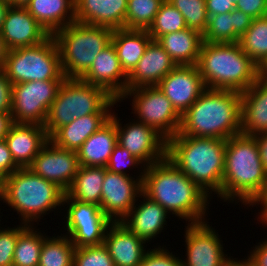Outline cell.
I'll list each match as a JSON object with an SVG mask.
<instances>
[{
	"label": "cell",
	"mask_w": 267,
	"mask_h": 266,
	"mask_svg": "<svg viewBox=\"0 0 267 266\" xmlns=\"http://www.w3.org/2000/svg\"><path fill=\"white\" fill-rule=\"evenodd\" d=\"M142 193L186 224L210 219L212 198L167 158L146 166Z\"/></svg>",
	"instance_id": "cell-1"
},
{
	"label": "cell",
	"mask_w": 267,
	"mask_h": 266,
	"mask_svg": "<svg viewBox=\"0 0 267 266\" xmlns=\"http://www.w3.org/2000/svg\"><path fill=\"white\" fill-rule=\"evenodd\" d=\"M266 185L267 172L255 137L240 133L227 139L222 189L215 197L228 206L239 203L248 209L263 194Z\"/></svg>",
	"instance_id": "cell-2"
},
{
	"label": "cell",
	"mask_w": 267,
	"mask_h": 266,
	"mask_svg": "<svg viewBox=\"0 0 267 266\" xmlns=\"http://www.w3.org/2000/svg\"><path fill=\"white\" fill-rule=\"evenodd\" d=\"M225 149L226 140L177 133L167 140L166 158L215 198L222 189Z\"/></svg>",
	"instance_id": "cell-3"
},
{
	"label": "cell",
	"mask_w": 267,
	"mask_h": 266,
	"mask_svg": "<svg viewBox=\"0 0 267 266\" xmlns=\"http://www.w3.org/2000/svg\"><path fill=\"white\" fill-rule=\"evenodd\" d=\"M179 133L227 140L241 133V92L206 89L181 116Z\"/></svg>",
	"instance_id": "cell-4"
},
{
	"label": "cell",
	"mask_w": 267,
	"mask_h": 266,
	"mask_svg": "<svg viewBox=\"0 0 267 266\" xmlns=\"http://www.w3.org/2000/svg\"><path fill=\"white\" fill-rule=\"evenodd\" d=\"M65 191L54 182L33 173L28 167L19 168L5 177L2 203L16 212L19 223L30 226L45 220L43 217L59 209L62 215ZM58 207V208H57ZM37 222V223H35Z\"/></svg>",
	"instance_id": "cell-5"
},
{
	"label": "cell",
	"mask_w": 267,
	"mask_h": 266,
	"mask_svg": "<svg viewBox=\"0 0 267 266\" xmlns=\"http://www.w3.org/2000/svg\"><path fill=\"white\" fill-rule=\"evenodd\" d=\"M196 66L208 89L243 92L259 78V67L238 42H203Z\"/></svg>",
	"instance_id": "cell-6"
},
{
	"label": "cell",
	"mask_w": 267,
	"mask_h": 266,
	"mask_svg": "<svg viewBox=\"0 0 267 266\" xmlns=\"http://www.w3.org/2000/svg\"><path fill=\"white\" fill-rule=\"evenodd\" d=\"M118 105V100L105 89L80 78H65L51 104L44 128L50 138L75 118L88 114H112V109Z\"/></svg>",
	"instance_id": "cell-7"
},
{
	"label": "cell",
	"mask_w": 267,
	"mask_h": 266,
	"mask_svg": "<svg viewBox=\"0 0 267 266\" xmlns=\"http://www.w3.org/2000/svg\"><path fill=\"white\" fill-rule=\"evenodd\" d=\"M113 30L103 26L73 22L55 32L54 37L65 78H81L97 54L110 43Z\"/></svg>",
	"instance_id": "cell-8"
},
{
	"label": "cell",
	"mask_w": 267,
	"mask_h": 266,
	"mask_svg": "<svg viewBox=\"0 0 267 266\" xmlns=\"http://www.w3.org/2000/svg\"><path fill=\"white\" fill-rule=\"evenodd\" d=\"M3 72L13 85L65 80L59 49L52 35L40 44L7 51Z\"/></svg>",
	"instance_id": "cell-9"
},
{
	"label": "cell",
	"mask_w": 267,
	"mask_h": 266,
	"mask_svg": "<svg viewBox=\"0 0 267 266\" xmlns=\"http://www.w3.org/2000/svg\"><path fill=\"white\" fill-rule=\"evenodd\" d=\"M131 98V99H130ZM130 100L135 120L155 129L166 140L179 133L181 116L158 86L126 90L118 103Z\"/></svg>",
	"instance_id": "cell-10"
},
{
	"label": "cell",
	"mask_w": 267,
	"mask_h": 266,
	"mask_svg": "<svg viewBox=\"0 0 267 266\" xmlns=\"http://www.w3.org/2000/svg\"><path fill=\"white\" fill-rule=\"evenodd\" d=\"M62 210L64 221L59 225H64L63 234L70 238L76 248L104 244L106 231L112 221L99 206L64 198Z\"/></svg>",
	"instance_id": "cell-11"
},
{
	"label": "cell",
	"mask_w": 267,
	"mask_h": 266,
	"mask_svg": "<svg viewBox=\"0 0 267 266\" xmlns=\"http://www.w3.org/2000/svg\"><path fill=\"white\" fill-rule=\"evenodd\" d=\"M63 81L44 80L14 84L11 107L13 123L44 126Z\"/></svg>",
	"instance_id": "cell-12"
},
{
	"label": "cell",
	"mask_w": 267,
	"mask_h": 266,
	"mask_svg": "<svg viewBox=\"0 0 267 266\" xmlns=\"http://www.w3.org/2000/svg\"><path fill=\"white\" fill-rule=\"evenodd\" d=\"M212 225L209 220L185 224L182 242L186 251L184 255L180 254L182 266H226L232 258L229 252L226 253L222 235Z\"/></svg>",
	"instance_id": "cell-13"
},
{
	"label": "cell",
	"mask_w": 267,
	"mask_h": 266,
	"mask_svg": "<svg viewBox=\"0 0 267 266\" xmlns=\"http://www.w3.org/2000/svg\"><path fill=\"white\" fill-rule=\"evenodd\" d=\"M115 111L113 109L111 119L116 124L117 142L121 147L127 149L146 166L166 158L167 140L162 135L133 118L123 124L124 121L120 119V116L118 117Z\"/></svg>",
	"instance_id": "cell-14"
},
{
	"label": "cell",
	"mask_w": 267,
	"mask_h": 266,
	"mask_svg": "<svg viewBox=\"0 0 267 266\" xmlns=\"http://www.w3.org/2000/svg\"><path fill=\"white\" fill-rule=\"evenodd\" d=\"M141 193L140 177L112 173L105 168L100 208L112 222H121Z\"/></svg>",
	"instance_id": "cell-15"
},
{
	"label": "cell",
	"mask_w": 267,
	"mask_h": 266,
	"mask_svg": "<svg viewBox=\"0 0 267 266\" xmlns=\"http://www.w3.org/2000/svg\"><path fill=\"white\" fill-rule=\"evenodd\" d=\"M28 168L66 192L72 185L80 164L77 152L59 148L49 140Z\"/></svg>",
	"instance_id": "cell-16"
},
{
	"label": "cell",
	"mask_w": 267,
	"mask_h": 266,
	"mask_svg": "<svg viewBox=\"0 0 267 266\" xmlns=\"http://www.w3.org/2000/svg\"><path fill=\"white\" fill-rule=\"evenodd\" d=\"M157 86L180 116L207 89L196 65L176 66Z\"/></svg>",
	"instance_id": "cell-17"
},
{
	"label": "cell",
	"mask_w": 267,
	"mask_h": 266,
	"mask_svg": "<svg viewBox=\"0 0 267 266\" xmlns=\"http://www.w3.org/2000/svg\"><path fill=\"white\" fill-rule=\"evenodd\" d=\"M0 34L7 51L40 44L51 36L21 6H9Z\"/></svg>",
	"instance_id": "cell-18"
},
{
	"label": "cell",
	"mask_w": 267,
	"mask_h": 266,
	"mask_svg": "<svg viewBox=\"0 0 267 266\" xmlns=\"http://www.w3.org/2000/svg\"><path fill=\"white\" fill-rule=\"evenodd\" d=\"M169 218L172 217L160 204L141 193L121 223L151 246L160 237L159 234L164 233V229L167 230Z\"/></svg>",
	"instance_id": "cell-19"
},
{
	"label": "cell",
	"mask_w": 267,
	"mask_h": 266,
	"mask_svg": "<svg viewBox=\"0 0 267 266\" xmlns=\"http://www.w3.org/2000/svg\"><path fill=\"white\" fill-rule=\"evenodd\" d=\"M80 79L120 99L127 90V75L121 68L112 42L97 54L89 70Z\"/></svg>",
	"instance_id": "cell-20"
},
{
	"label": "cell",
	"mask_w": 267,
	"mask_h": 266,
	"mask_svg": "<svg viewBox=\"0 0 267 266\" xmlns=\"http://www.w3.org/2000/svg\"><path fill=\"white\" fill-rule=\"evenodd\" d=\"M170 55L156 40H151L137 63L127 76V90L145 86H157L176 67Z\"/></svg>",
	"instance_id": "cell-21"
},
{
	"label": "cell",
	"mask_w": 267,
	"mask_h": 266,
	"mask_svg": "<svg viewBox=\"0 0 267 266\" xmlns=\"http://www.w3.org/2000/svg\"><path fill=\"white\" fill-rule=\"evenodd\" d=\"M104 245L115 266H139L149 251V244L121 222L110 224L105 234Z\"/></svg>",
	"instance_id": "cell-22"
},
{
	"label": "cell",
	"mask_w": 267,
	"mask_h": 266,
	"mask_svg": "<svg viewBox=\"0 0 267 266\" xmlns=\"http://www.w3.org/2000/svg\"><path fill=\"white\" fill-rule=\"evenodd\" d=\"M4 140L15 163L26 168L50 139L44 126L13 123Z\"/></svg>",
	"instance_id": "cell-23"
},
{
	"label": "cell",
	"mask_w": 267,
	"mask_h": 266,
	"mask_svg": "<svg viewBox=\"0 0 267 266\" xmlns=\"http://www.w3.org/2000/svg\"><path fill=\"white\" fill-rule=\"evenodd\" d=\"M128 0H75L76 21L110 28H125Z\"/></svg>",
	"instance_id": "cell-24"
},
{
	"label": "cell",
	"mask_w": 267,
	"mask_h": 266,
	"mask_svg": "<svg viewBox=\"0 0 267 266\" xmlns=\"http://www.w3.org/2000/svg\"><path fill=\"white\" fill-rule=\"evenodd\" d=\"M267 132V81L257 79L241 92V133L254 136Z\"/></svg>",
	"instance_id": "cell-25"
},
{
	"label": "cell",
	"mask_w": 267,
	"mask_h": 266,
	"mask_svg": "<svg viewBox=\"0 0 267 266\" xmlns=\"http://www.w3.org/2000/svg\"><path fill=\"white\" fill-rule=\"evenodd\" d=\"M24 7L50 35L76 21L75 0H30Z\"/></svg>",
	"instance_id": "cell-26"
},
{
	"label": "cell",
	"mask_w": 267,
	"mask_h": 266,
	"mask_svg": "<svg viewBox=\"0 0 267 266\" xmlns=\"http://www.w3.org/2000/svg\"><path fill=\"white\" fill-rule=\"evenodd\" d=\"M112 114H88L75 118L71 123L60 127L49 139L59 148L77 152L82 144L103 127Z\"/></svg>",
	"instance_id": "cell-27"
},
{
	"label": "cell",
	"mask_w": 267,
	"mask_h": 266,
	"mask_svg": "<svg viewBox=\"0 0 267 266\" xmlns=\"http://www.w3.org/2000/svg\"><path fill=\"white\" fill-rule=\"evenodd\" d=\"M117 142L115 122L110 119L94 132L77 151L80 166L106 168Z\"/></svg>",
	"instance_id": "cell-28"
},
{
	"label": "cell",
	"mask_w": 267,
	"mask_h": 266,
	"mask_svg": "<svg viewBox=\"0 0 267 266\" xmlns=\"http://www.w3.org/2000/svg\"><path fill=\"white\" fill-rule=\"evenodd\" d=\"M156 41L177 66L196 65L203 44V35L194 29L185 28L160 36Z\"/></svg>",
	"instance_id": "cell-29"
},
{
	"label": "cell",
	"mask_w": 267,
	"mask_h": 266,
	"mask_svg": "<svg viewBox=\"0 0 267 266\" xmlns=\"http://www.w3.org/2000/svg\"><path fill=\"white\" fill-rule=\"evenodd\" d=\"M151 40L147 30L125 28L113 30L111 42L121 68L127 76L136 67Z\"/></svg>",
	"instance_id": "cell-30"
},
{
	"label": "cell",
	"mask_w": 267,
	"mask_h": 266,
	"mask_svg": "<svg viewBox=\"0 0 267 266\" xmlns=\"http://www.w3.org/2000/svg\"><path fill=\"white\" fill-rule=\"evenodd\" d=\"M104 176V167L80 166L64 198H73L100 207Z\"/></svg>",
	"instance_id": "cell-31"
},
{
	"label": "cell",
	"mask_w": 267,
	"mask_h": 266,
	"mask_svg": "<svg viewBox=\"0 0 267 266\" xmlns=\"http://www.w3.org/2000/svg\"><path fill=\"white\" fill-rule=\"evenodd\" d=\"M28 225L19 235L13 254V266H38L40 251L48 232ZM43 232V233H42Z\"/></svg>",
	"instance_id": "cell-32"
},
{
	"label": "cell",
	"mask_w": 267,
	"mask_h": 266,
	"mask_svg": "<svg viewBox=\"0 0 267 266\" xmlns=\"http://www.w3.org/2000/svg\"><path fill=\"white\" fill-rule=\"evenodd\" d=\"M53 234L44 239L38 266H73L76 247L68 236Z\"/></svg>",
	"instance_id": "cell-33"
},
{
	"label": "cell",
	"mask_w": 267,
	"mask_h": 266,
	"mask_svg": "<svg viewBox=\"0 0 267 266\" xmlns=\"http://www.w3.org/2000/svg\"><path fill=\"white\" fill-rule=\"evenodd\" d=\"M238 43L242 51L259 67L267 59V16L253 19Z\"/></svg>",
	"instance_id": "cell-34"
},
{
	"label": "cell",
	"mask_w": 267,
	"mask_h": 266,
	"mask_svg": "<svg viewBox=\"0 0 267 266\" xmlns=\"http://www.w3.org/2000/svg\"><path fill=\"white\" fill-rule=\"evenodd\" d=\"M185 28L187 25L183 15L169 1L164 0L147 32L152 40H157L160 36Z\"/></svg>",
	"instance_id": "cell-35"
},
{
	"label": "cell",
	"mask_w": 267,
	"mask_h": 266,
	"mask_svg": "<svg viewBox=\"0 0 267 266\" xmlns=\"http://www.w3.org/2000/svg\"><path fill=\"white\" fill-rule=\"evenodd\" d=\"M164 0H128L125 29L147 30Z\"/></svg>",
	"instance_id": "cell-36"
},
{
	"label": "cell",
	"mask_w": 267,
	"mask_h": 266,
	"mask_svg": "<svg viewBox=\"0 0 267 266\" xmlns=\"http://www.w3.org/2000/svg\"><path fill=\"white\" fill-rule=\"evenodd\" d=\"M183 15L187 28L194 29L202 35L208 25L206 0H167Z\"/></svg>",
	"instance_id": "cell-37"
},
{
	"label": "cell",
	"mask_w": 267,
	"mask_h": 266,
	"mask_svg": "<svg viewBox=\"0 0 267 266\" xmlns=\"http://www.w3.org/2000/svg\"><path fill=\"white\" fill-rule=\"evenodd\" d=\"M203 42L234 43V17L232 11L209 16Z\"/></svg>",
	"instance_id": "cell-38"
},
{
	"label": "cell",
	"mask_w": 267,
	"mask_h": 266,
	"mask_svg": "<svg viewBox=\"0 0 267 266\" xmlns=\"http://www.w3.org/2000/svg\"><path fill=\"white\" fill-rule=\"evenodd\" d=\"M106 169L112 173H118V174H123V175H128V176L132 175V177H140L143 180L146 165L136 156L132 155L127 149L117 144L114 147V150L112 151V154L110 156V160L106 166ZM131 169L134 172L137 170L138 171L135 172L133 175L132 173L130 174L129 172V171H132Z\"/></svg>",
	"instance_id": "cell-39"
},
{
	"label": "cell",
	"mask_w": 267,
	"mask_h": 266,
	"mask_svg": "<svg viewBox=\"0 0 267 266\" xmlns=\"http://www.w3.org/2000/svg\"><path fill=\"white\" fill-rule=\"evenodd\" d=\"M73 266H115L104 244L76 248Z\"/></svg>",
	"instance_id": "cell-40"
},
{
	"label": "cell",
	"mask_w": 267,
	"mask_h": 266,
	"mask_svg": "<svg viewBox=\"0 0 267 266\" xmlns=\"http://www.w3.org/2000/svg\"><path fill=\"white\" fill-rule=\"evenodd\" d=\"M27 226L23 223H19L17 226L14 225V227L2 226L0 229V266H13V254L18 235Z\"/></svg>",
	"instance_id": "cell-41"
},
{
	"label": "cell",
	"mask_w": 267,
	"mask_h": 266,
	"mask_svg": "<svg viewBox=\"0 0 267 266\" xmlns=\"http://www.w3.org/2000/svg\"><path fill=\"white\" fill-rule=\"evenodd\" d=\"M158 244L157 242L149 248L139 266H182L181 257L177 253L170 252L164 244L162 247Z\"/></svg>",
	"instance_id": "cell-42"
},
{
	"label": "cell",
	"mask_w": 267,
	"mask_h": 266,
	"mask_svg": "<svg viewBox=\"0 0 267 266\" xmlns=\"http://www.w3.org/2000/svg\"><path fill=\"white\" fill-rule=\"evenodd\" d=\"M236 9L243 11L251 18L267 16V0H239Z\"/></svg>",
	"instance_id": "cell-43"
},
{
	"label": "cell",
	"mask_w": 267,
	"mask_h": 266,
	"mask_svg": "<svg viewBox=\"0 0 267 266\" xmlns=\"http://www.w3.org/2000/svg\"><path fill=\"white\" fill-rule=\"evenodd\" d=\"M13 84L6 74L0 72V113H11Z\"/></svg>",
	"instance_id": "cell-44"
},
{
	"label": "cell",
	"mask_w": 267,
	"mask_h": 266,
	"mask_svg": "<svg viewBox=\"0 0 267 266\" xmlns=\"http://www.w3.org/2000/svg\"><path fill=\"white\" fill-rule=\"evenodd\" d=\"M20 167L15 163L4 139H0V172L5 176L10 175Z\"/></svg>",
	"instance_id": "cell-45"
},
{
	"label": "cell",
	"mask_w": 267,
	"mask_h": 266,
	"mask_svg": "<svg viewBox=\"0 0 267 266\" xmlns=\"http://www.w3.org/2000/svg\"><path fill=\"white\" fill-rule=\"evenodd\" d=\"M232 17H234V42H239L240 37L250 27L253 18L241 10H232Z\"/></svg>",
	"instance_id": "cell-46"
},
{
	"label": "cell",
	"mask_w": 267,
	"mask_h": 266,
	"mask_svg": "<svg viewBox=\"0 0 267 266\" xmlns=\"http://www.w3.org/2000/svg\"><path fill=\"white\" fill-rule=\"evenodd\" d=\"M257 245L246 254V258L253 266H267V241L261 238Z\"/></svg>",
	"instance_id": "cell-47"
},
{
	"label": "cell",
	"mask_w": 267,
	"mask_h": 266,
	"mask_svg": "<svg viewBox=\"0 0 267 266\" xmlns=\"http://www.w3.org/2000/svg\"><path fill=\"white\" fill-rule=\"evenodd\" d=\"M235 8L231 0H206L208 16L231 12Z\"/></svg>",
	"instance_id": "cell-48"
},
{
	"label": "cell",
	"mask_w": 267,
	"mask_h": 266,
	"mask_svg": "<svg viewBox=\"0 0 267 266\" xmlns=\"http://www.w3.org/2000/svg\"><path fill=\"white\" fill-rule=\"evenodd\" d=\"M258 205H260V206H258ZM255 206H256V208H258V207L260 208V209L258 208V210H257L260 212H258V214H257L256 210H254L255 215H257L256 218H254V221L256 220L258 224L259 223L267 224V185H266V188H265L263 194L254 202V204L251 207L255 208Z\"/></svg>",
	"instance_id": "cell-49"
},
{
	"label": "cell",
	"mask_w": 267,
	"mask_h": 266,
	"mask_svg": "<svg viewBox=\"0 0 267 266\" xmlns=\"http://www.w3.org/2000/svg\"><path fill=\"white\" fill-rule=\"evenodd\" d=\"M254 137L257 141L259 155L263 168L267 172V132L256 134L254 135Z\"/></svg>",
	"instance_id": "cell-50"
},
{
	"label": "cell",
	"mask_w": 267,
	"mask_h": 266,
	"mask_svg": "<svg viewBox=\"0 0 267 266\" xmlns=\"http://www.w3.org/2000/svg\"><path fill=\"white\" fill-rule=\"evenodd\" d=\"M13 124L11 113H0V139H4Z\"/></svg>",
	"instance_id": "cell-51"
},
{
	"label": "cell",
	"mask_w": 267,
	"mask_h": 266,
	"mask_svg": "<svg viewBox=\"0 0 267 266\" xmlns=\"http://www.w3.org/2000/svg\"><path fill=\"white\" fill-rule=\"evenodd\" d=\"M226 266H253L250 262H249V260L246 258V257H244V258H231L228 262H227V264H226Z\"/></svg>",
	"instance_id": "cell-52"
},
{
	"label": "cell",
	"mask_w": 267,
	"mask_h": 266,
	"mask_svg": "<svg viewBox=\"0 0 267 266\" xmlns=\"http://www.w3.org/2000/svg\"><path fill=\"white\" fill-rule=\"evenodd\" d=\"M9 6L10 5L7 3L6 0H0V31L2 29L4 18Z\"/></svg>",
	"instance_id": "cell-53"
},
{
	"label": "cell",
	"mask_w": 267,
	"mask_h": 266,
	"mask_svg": "<svg viewBox=\"0 0 267 266\" xmlns=\"http://www.w3.org/2000/svg\"><path fill=\"white\" fill-rule=\"evenodd\" d=\"M6 53H7V49L3 43L1 34H0V72L3 71L4 69V62L6 59Z\"/></svg>",
	"instance_id": "cell-54"
},
{
	"label": "cell",
	"mask_w": 267,
	"mask_h": 266,
	"mask_svg": "<svg viewBox=\"0 0 267 266\" xmlns=\"http://www.w3.org/2000/svg\"><path fill=\"white\" fill-rule=\"evenodd\" d=\"M259 79L267 81V59L259 66Z\"/></svg>",
	"instance_id": "cell-55"
},
{
	"label": "cell",
	"mask_w": 267,
	"mask_h": 266,
	"mask_svg": "<svg viewBox=\"0 0 267 266\" xmlns=\"http://www.w3.org/2000/svg\"><path fill=\"white\" fill-rule=\"evenodd\" d=\"M10 6L24 7L30 0H6Z\"/></svg>",
	"instance_id": "cell-56"
},
{
	"label": "cell",
	"mask_w": 267,
	"mask_h": 266,
	"mask_svg": "<svg viewBox=\"0 0 267 266\" xmlns=\"http://www.w3.org/2000/svg\"><path fill=\"white\" fill-rule=\"evenodd\" d=\"M5 175L0 172V198L3 195L4 192V186H5Z\"/></svg>",
	"instance_id": "cell-57"
},
{
	"label": "cell",
	"mask_w": 267,
	"mask_h": 266,
	"mask_svg": "<svg viewBox=\"0 0 267 266\" xmlns=\"http://www.w3.org/2000/svg\"><path fill=\"white\" fill-rule=\"evenodd\" d=\"M0 201H1V199H0ZM2 203V201L0 202V204ZM0 207H1V205H0ZM1 210H2V208H0V213H1ZM3 216V214L2 215H0V222L2 221L1 219V217ZM1 226H4V225H1V223H0V229L2 228Z\"/></svg>",
	"instance_id": "cell-58"
},
{
	"label": "cell",
	"mask_w": 267,
	"mask_h": 266,
	"mask_svg": "<svg viewBox=\"0 0 267 266\" xmlns=\"http://www.w3.org/2000/svg\"><path fill=\"white\" fill-rule=\"evenodd\" d=\"M231 1L236 6V4L238 3L239 0H231Z\"/></svg>",
	"instance_id": "cell-59"
},
{
	"label": "cell",
	"mask_w": 267,
	"mask_h": 266,
	"mask_svg": "<svg viewBox=\"0 0 267 266\" xmlns=\"http://www.w3.org/2000/svg\"><path fill=\"white\" fill-rule=\"evenodd\" d=\"M262 226H263L262 228H264V227L266 228L267 227V224H262ZM265 240L267 241L266 236H265Z\"/></svg>",
	"instance_id": "cell-60"
}]
</instances>
